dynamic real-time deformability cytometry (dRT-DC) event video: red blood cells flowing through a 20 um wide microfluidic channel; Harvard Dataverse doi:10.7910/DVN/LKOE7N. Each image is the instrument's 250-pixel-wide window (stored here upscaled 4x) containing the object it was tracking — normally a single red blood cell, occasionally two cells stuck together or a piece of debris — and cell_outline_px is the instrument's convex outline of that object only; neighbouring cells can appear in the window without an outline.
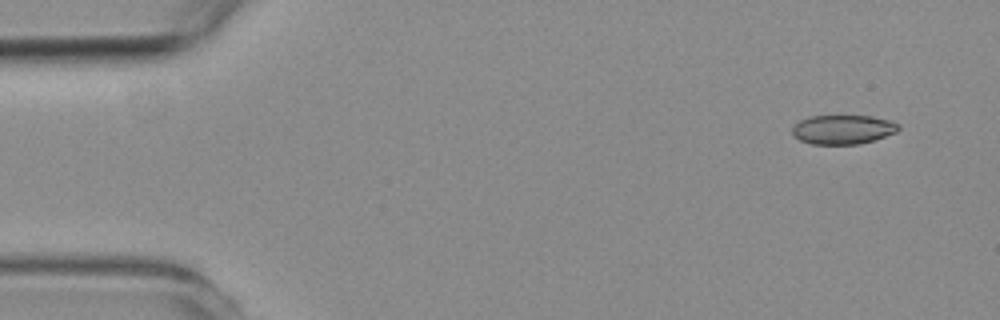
{"species": "common noctule bat (a hibernating species)", "species_latin": "Nyctalus noctula", "temperature_condition": "room temperature", "stored_images_in_passage": 5, "segment_of_instrument_passage": [1, 2], "camera_frame_rate_fps": 3000, "um_per_image_px": 0.085, "animal": {"sex": "female", "body_mass_g": 19.3, "forearm_length_mm": 54.1}, "frame": {"image": 1, "passage_image": 1, "time_ms": 0.0, "image_size_px": [1000, 320], "cell_outline_px": [[900, 128], [896, 132], [860, 144], [812, 144], [800, 140], [792, 132], [792, 128], [800, 120], [808, 116], [872, 116], [892, 120], [900, 124]], "centroid_in_image_um": [71.67, 10.99], "position_along_channel_um": 13.3, "area_um2": 18.03}}